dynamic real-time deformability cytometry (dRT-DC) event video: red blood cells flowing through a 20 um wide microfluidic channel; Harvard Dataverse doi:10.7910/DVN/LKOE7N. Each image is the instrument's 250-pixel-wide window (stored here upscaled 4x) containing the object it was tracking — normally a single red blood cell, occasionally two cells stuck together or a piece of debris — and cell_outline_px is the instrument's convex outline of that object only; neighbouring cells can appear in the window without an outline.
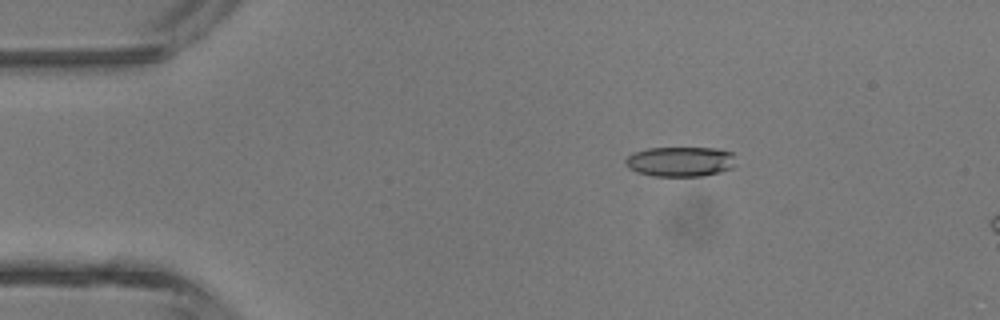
{"species": "common noctule bat (a hibernating species)", "species_latin": "Nyctalus noctula", "temperature_condition": "room temperature", "stored_images_in_passage": 4, "camera_frame_rate_fps": 3000, "um_per_image_px": 0.085, "animal": {"sex": "male", "body_mass_g": 13.3}, "frame": {"image": 1, "passage_image": 2, "time_ms": 1.333, "image_size_px": [1000, 320], "cell_outline_px": [[736, 164], [732, 168], [720, 172], [704, 176], [652, 176], [636, 172], [628, 168], [624, 164], [624, 160], [632, 152], [648, 148], [716, 148], [732, 152]], "centroid_in_image_um": [57.81, 13.74], "position_along_channel_um": 27.2, "area_um2": 19.54}}